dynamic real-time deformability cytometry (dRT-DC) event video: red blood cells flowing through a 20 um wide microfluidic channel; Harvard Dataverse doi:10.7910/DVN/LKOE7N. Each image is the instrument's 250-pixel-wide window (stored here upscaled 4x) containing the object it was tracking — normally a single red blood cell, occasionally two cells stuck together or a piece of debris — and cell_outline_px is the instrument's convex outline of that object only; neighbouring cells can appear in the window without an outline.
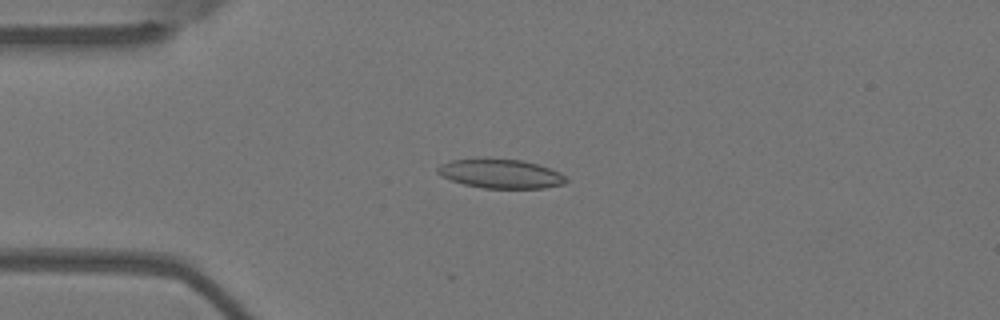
{"species": "Egyptian fruit bat (a non-hibernating species)", "species_latin": "Rousettus aegyptiacus", "temperature_condition": "warm", "stored_images_in_passage": 53, "camera_frame_rate_fps": 3000, "um_per_image_px": 0.085, "animal": {"sex": "female"}, "frame": {"image": 1, "passage_image": 12, "time_ms": 3.667, "image_size_px": [1000, 320], "cell_outline_px": [[568, 180], [564, 184], [544, 188], [484, 188], [464, 184], [452, 180], [436, 172], [436, 168], [440, 164], [452, 160], [524, 160], [560, 172]], "centroid_in_image_um": [42.58, 14.79], "position_along_channel_um": 42.4, "area_um2": 21.21}}
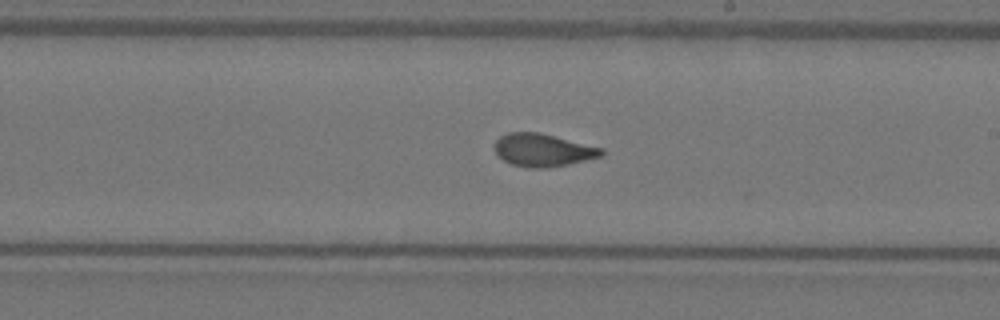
{"frame": {"image": 2, "passage_image": 30, "time_ms": 9.667, "image_size_px": [1000, 320], "cell_outline_px": [[604, 156], [568, 164], [544, 168], [528, 168], [512, 164], [496, 156], [496, 140], [500, 136], [508, 132], [540, 132], [604, 148]], "centroid_in_image_um": [46.17, 12.75], "position_along_channel_um": 242.8, "area_um2": 20.52}}
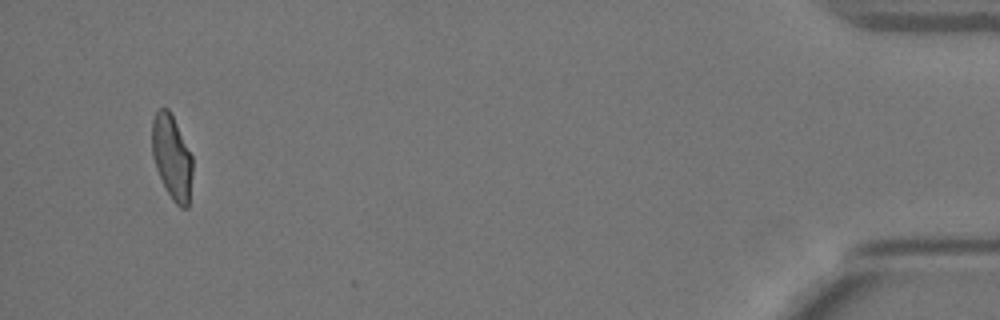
{"frame": {"image": 3, "passage_image": 51, "time_ms": 16.667, "image_size_px": [1000, 320], "cell_outline_px": [[192, 172], [188, 208], [180, 208], [172, 200], [156, 168], [152, 152], [152, 120], [156, 112], [160, 108], [168, 108], [192, 156]], "centroid_in_image_um": [14.61, 13.38], "position_along_channel_um": 420.6, "area_um2": 19.54}, "authors_computed_cell_mechanics": {"area_um2": 20.9236, "velocity_mm_per_s": 3.6878, "shape_relaxation_time_tau1_ms": 10.6266, "shape_relaxation_time_tau2_ms": 1.3139, "deformation_change_tau1": 0.2719, "deformation_change_tau2": 0.0645}}